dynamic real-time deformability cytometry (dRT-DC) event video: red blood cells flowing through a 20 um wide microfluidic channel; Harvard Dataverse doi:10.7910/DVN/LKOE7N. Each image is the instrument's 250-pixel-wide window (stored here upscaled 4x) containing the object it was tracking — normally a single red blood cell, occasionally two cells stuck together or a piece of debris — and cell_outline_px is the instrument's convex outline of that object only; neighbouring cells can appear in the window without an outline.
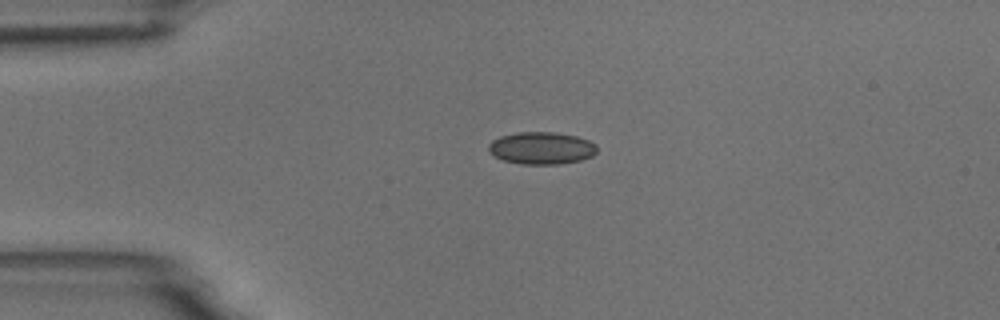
{"species": "common noctule bat (a hibernating species)", "species_latin": "Nyctalus noctula", "temperature_condition": "room temperature", "stored_images_in_passage": 1, "camera_frame_rate_fps": 3000, "um_per_image_px": 0.085, "animal": {"sex": "male", "body_mass_g": 18.8}, "frame": {"image": 1, "passage_image": 1, "time_ms": 0.0, "image_size_px": [1000, 320], "cell_outline_px": [[596, 152], [592, 156], [580, 160], [560, 164], [520, 164], [504, 160], [488, 152], [488, 144], [492, 140], [500, 136], [516, 132], [556, 132], [576, 136], [588, 140], [596, 144]], "centroid_in_image_um": [46.01, 12.58], "position_along_channel_um": 39.0, "area_um2": 20.46}}